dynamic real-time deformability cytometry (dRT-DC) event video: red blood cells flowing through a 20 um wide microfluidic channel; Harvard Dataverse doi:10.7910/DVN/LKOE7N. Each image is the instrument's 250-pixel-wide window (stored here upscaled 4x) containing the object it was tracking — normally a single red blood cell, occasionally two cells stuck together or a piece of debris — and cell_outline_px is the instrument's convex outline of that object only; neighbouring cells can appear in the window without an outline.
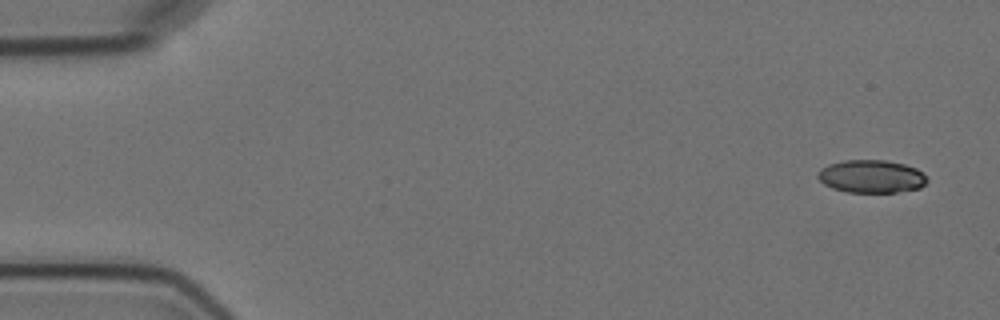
{"species": "Egyptian fruit bat (a non-hibernating species)", "species_latin": "Rousettus aegyptiacus", "temperature_condition": "cold", "stored_images_in_passage": 2, "camera_frame_rate_fps": 3000, "um_per_image_px": 0.085, "animal": {"sex": "female"}, "frame": {"image": 1, "passage_image": 1, "time_ms": 0.0, "image_size_px": [1000, 320], "cell_outline_px": [[928, 180], [920, 188], [896, 192], [848, 192], [832, 188], [824, 184], [816, 176], [816, 172], [820, 168], [828, 164], [844, 160], [884, 160], [904, 164], [916, 168]], "centroid_in_image_um": [74.01, 14.99], "position_along_channel_um": 11.0, "area_um2": 20.92}}